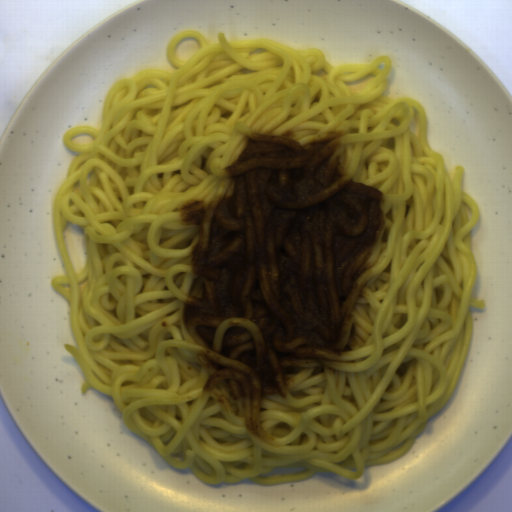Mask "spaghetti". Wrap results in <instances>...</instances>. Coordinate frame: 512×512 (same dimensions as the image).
I'll list each match as a JSON object with an SVG mask.
<instances>
[{
  "mask_svg": "<svg viewBox=\"0 0 512 512\" xmlns=\"http://www.w3.org/2000/svg\"><path fill=\"white\" fill-rule=\"evenodd\" d=\"M194 37L188 61L175 45ZM208 44L199 31L169 42L177 71L143 69L104 97L100 131L63 133L69 164L53 204L67 276L52 289L70 303L77 346L63 348L87 382L112 397L123 424L177 470L202 482H298L315 472L360 479L365 467L405 455L453 395L469 351L478 268L472 230L478 204L453 180L427 140L423 106L384 95L390 57L334 67L319 48L269 39ZM342 131L332 157L355 182L383 193L382 225L367 248L343 355L304 367L286 398L263 396L258 417L274 439L249 434L245 418L210 392L207 345L187 331L183 307L206 284L193 273L199 225H181L193 200L231 195L225 166L254 133L305 149ZM85 233L87 262L75 273L62 234Z\"/></svg>",
  "mask_w": 512,
  "mask_h": 512,
  "instance_id": "spaghetti-1",
  "label": "spaghetti"
}]
</instances>
